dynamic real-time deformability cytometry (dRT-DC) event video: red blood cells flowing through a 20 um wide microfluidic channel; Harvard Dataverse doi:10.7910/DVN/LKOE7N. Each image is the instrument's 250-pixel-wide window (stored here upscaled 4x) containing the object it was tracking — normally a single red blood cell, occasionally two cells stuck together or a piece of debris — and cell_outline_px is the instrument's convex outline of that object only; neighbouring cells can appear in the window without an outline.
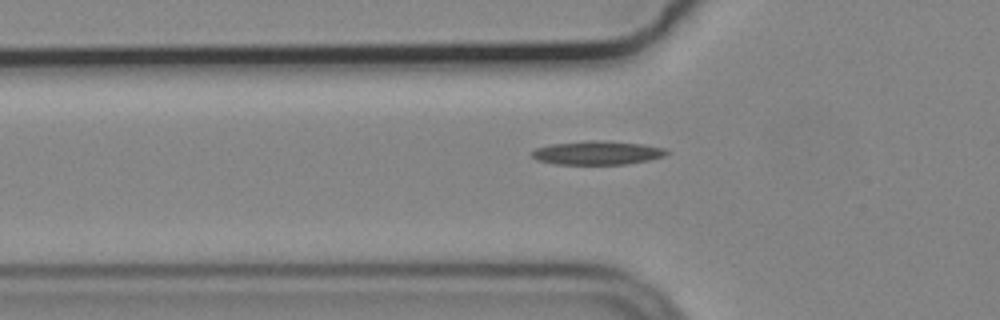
{"species": "common noctule bat (a hibernating species)", "species_latin": "Nyctalus noctula", "temperature_condition": "cold", "stored_images_in_passage": 42, "camera_frame_rate_fps": 3000, "um_per_image_px": 0.085, "animal": {"sex": "male", "body_mass_g": 19.2, "forearm_length_mm": 51.8}, "frame": {"image": 1, "passage_image": 8, "time_ms": 2.333, "image_size_px": [1000, 320], "cell_outline_px": [[668, 152], [664, 156], [648, 160], [624, 164], [552, 164], [536, 160], [532, 156], [532, 152], [536, 148], [552, 144], [588, 140], [600, 140], [644, 144], [668, 148]], "centroid_in_image_um": [50.78, 12.98], "position_along_channel_um": 75.0, "area_um2": 18.67}}
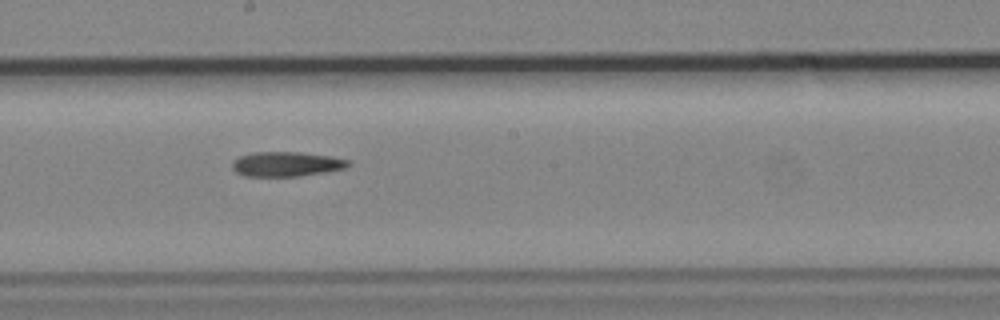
{"frame": {"image": 2, "passage_image": 20, "time_ms": 6.333, "image_size_px": [1000, 320], "cell_outline_px": [[352, 164], [344, 168], [324, 172], [300, 176], [244, 176], [236, 172], [232, 168], [232, 160], [240, 156], [252, 152], [300, 152], [332, 156], [348, 160]], "centroid_in_image_um": [24.32, 13.94], "position_along_channel_um": 223.9, "area_um2": 16.76}}
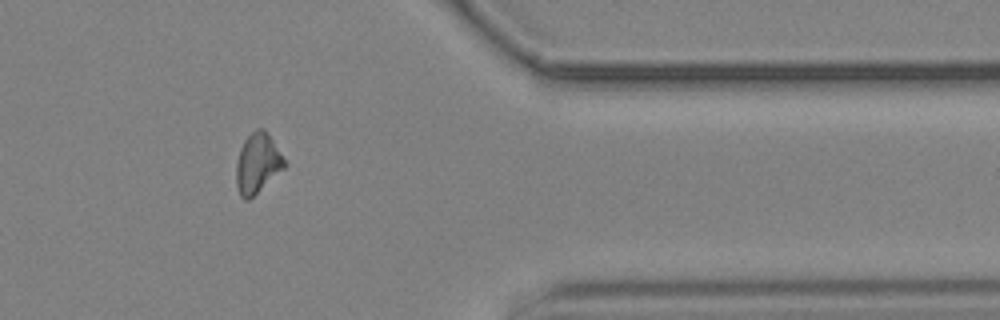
{"frame": {"image": 3, "passage_image": 35, "time_ms": 11.333, "image_size_px": [1000, 320], "cell_outline_px": [[288, 164], [284, 168], [248, 200], [244, 200], [240, 196], [236, 184], [236, 164], [240, 148], [244, 140], [256, 128], [264, 128]], "centroid_in_image_um": [21.88, 13.87], "position_along_channel_um": 389.5, "area_um2": 16.65}}